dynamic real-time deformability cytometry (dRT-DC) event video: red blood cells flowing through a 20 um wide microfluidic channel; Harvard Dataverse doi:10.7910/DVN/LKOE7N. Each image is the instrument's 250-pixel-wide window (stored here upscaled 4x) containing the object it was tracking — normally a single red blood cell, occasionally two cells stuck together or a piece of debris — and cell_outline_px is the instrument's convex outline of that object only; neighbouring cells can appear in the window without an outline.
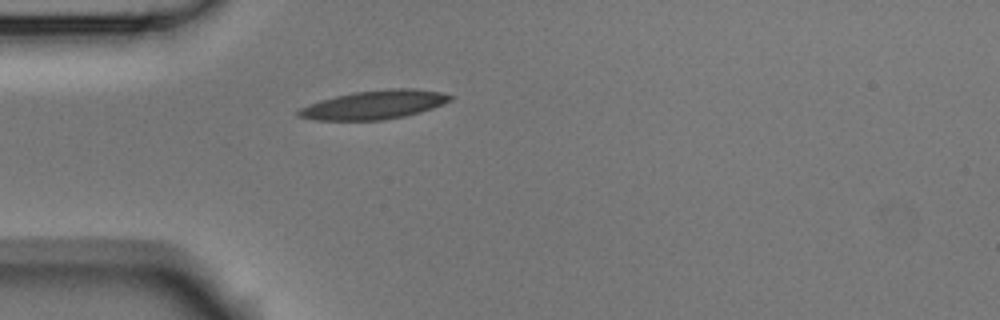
{"species": "Egyptian fruit bat (a non-hibernating species)", "species_latin": "Rousettus aegyptiacus", "temperature_condition": "room temperature", "stored_images_in_passage": 1, "camera_frame_rate_fps": 3000, "um_per_image_px": 0.085, "animal": {"sex": "male"}, "frame": {"image": 1, "passage_image": 1, "time_ms": 0.0, "image_size_px": [1000, 320], "cell_outline_px": [[452, 100], [432, 108], [420, 112], [404, 116], [380, 120], [316, 120], [296, 116], [296, 112], [300, 108], [308, 104], [320, 100], [336, 96], [356, 92], [392, 88], [412, 88], [440, 92], [452, 96]], "centroid_in_image_um": [31.78, 8.91], "position_along_channel_um": 53.2, "area_um2": 25.2}}